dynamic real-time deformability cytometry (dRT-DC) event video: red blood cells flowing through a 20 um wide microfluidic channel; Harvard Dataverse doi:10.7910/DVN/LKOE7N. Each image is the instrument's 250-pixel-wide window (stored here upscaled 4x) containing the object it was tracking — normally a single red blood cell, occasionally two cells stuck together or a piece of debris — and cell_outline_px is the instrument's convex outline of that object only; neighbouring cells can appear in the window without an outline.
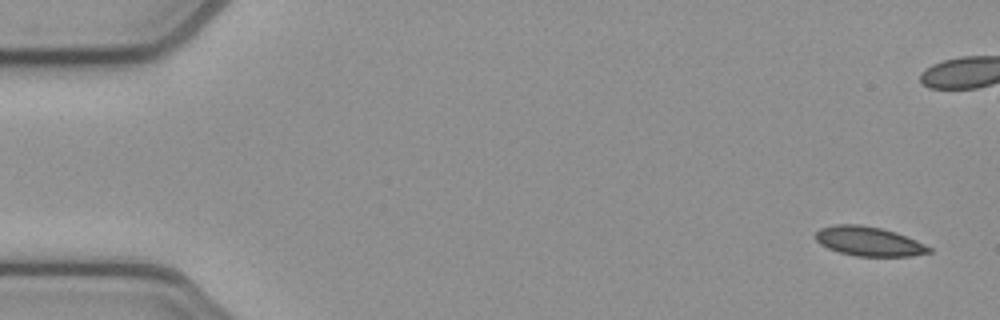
{"species": "common noctule bat (a hibernating species)", "species_latin": "Nyctalus noctula", "temperature_condition": "cold", "stored_images_in_passage": 53, "camera_frame_rate_fps": 3000, "um_per_image_px": 0.085, "animal": {"sex": "female", "body_mass_g": 21.9}, "frame": {"image": 1, "passage_image": 1, "time_ms": 0.0, "image_size_px": [1000, 320], "cell_outline_px": [[932, 252], [912, 256], [856, 256], [840, 252], [828, 248], [820, 244], [812, 236], [820, 228], [832, 224], [860, 224], [880, 228], [896, 232], [916, 240], [932, 248]], "centroid_in_image_um": [73.82, 20.5], "position_along_channel_um": 11.2, "area_um2": 19.54}}
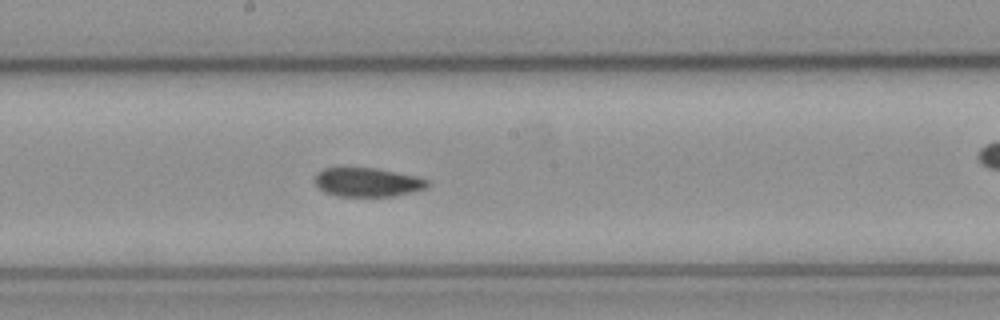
{"frame": {"image": 2, "passage_image": 27, "time_ms": 8.667, "image_size_px": [1000, 320], "cell_outline_px": [[428, 188], [412, 192], [392, 196], [336, 196], [324, 192], [316, 184], [316, 172], [324, 168], [376, 168], [416, 176], [428, 180]], "centroid_in_image_um": [31.24, 15.49], "position_along_channel_um": 217.0, "area_um2": 18.9}}
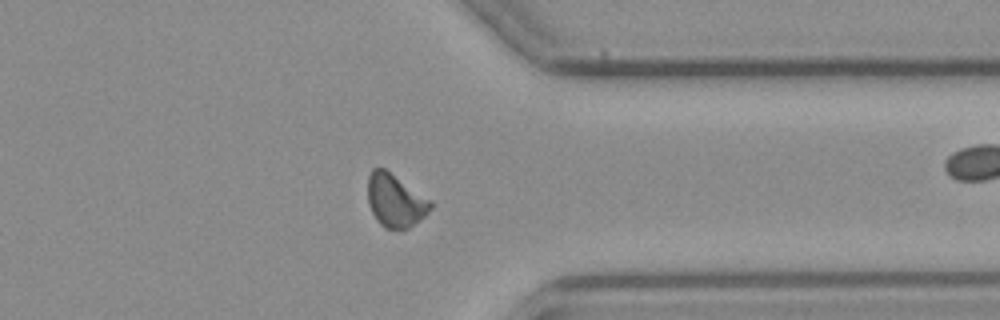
{"frame": {"image": 3, "passage_image": 40, "time_ms": 13.0, "image_size_px": [1000, 320], "cell_outline_px": [[432, 208], [424, 216], [408, 228], [400, 232], [384, 228], [376, 220], [368, 204], [368, 176], [372, 168], [384, 168], [432, 200]], "centroid_in_image_um": [33.59, 17.08], "position_along_channel_um": 377.8, "area_um2": 19.65}, "authors_computed_cell_mechanics": {"area_um2": 19.652, "velocity_mm_per_s": 3.8564, "shape_relaxation_time_tau1_ms": null, "shape_relaxation_time_tau2_ms": 2.6518, "deformation_change_tau1": null, "deformation_change_tau2": 0.0702}}